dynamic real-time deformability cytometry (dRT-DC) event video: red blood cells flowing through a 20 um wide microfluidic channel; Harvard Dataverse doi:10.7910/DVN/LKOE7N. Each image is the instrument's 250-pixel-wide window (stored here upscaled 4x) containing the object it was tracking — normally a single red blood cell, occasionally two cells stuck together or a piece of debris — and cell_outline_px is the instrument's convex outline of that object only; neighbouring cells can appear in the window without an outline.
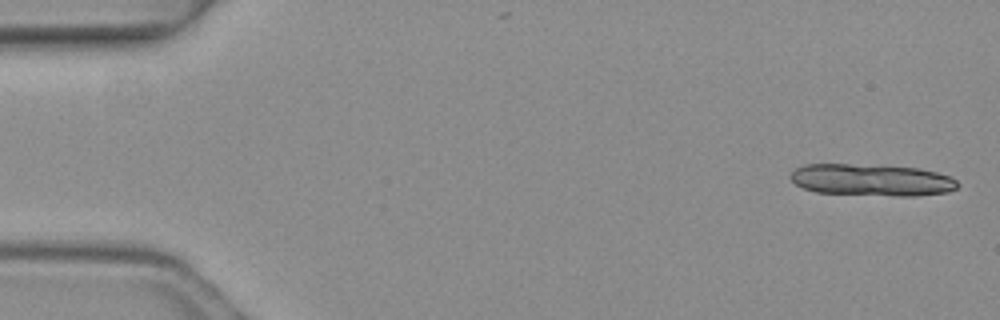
{"species": "common noctule bat (a hibernating species)", "species_latin": "Nyctalus noctula", "temperature_condition": "warm", "stored_images_in_passage": 6, "camera_frame_rate_fps": 3000, "um_per_image_px": 0.085, "animal": {"sex": "female", "body_mass_g": 19.3, "forearm_length_mm": 54.1}, "frame": {"image": 1, "passage_image": 1, "time_ms": 0.0, "image_size_px": [1000, 320], "cell_outline_px": [[960, 184], [956, 188], [948, 192], [916, 196], [896, 196], [816, 192], [804, 188], [796, 184], [788, 176], [796, 168], [804, 164], [848, 164], [920, 168], [936, 172], [948, 176], [956, 180]], "centroid_in_image_um": [74.09, 15.3], "position_along_channel_um": 10.9, "area_um2": 30.98}}
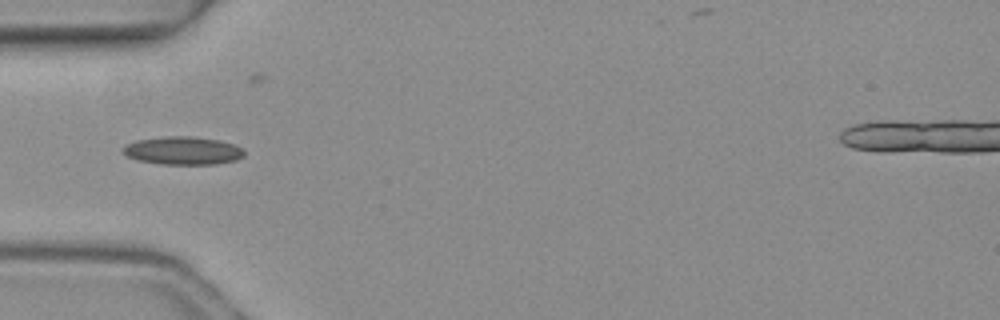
{"frame": {"image": 2, "passage_image": 5, "time_ms": 1.333, "image_size_px": [1000, 320], "cell_outline_px": [[244, 156], [236, 160], [216, 164], [160, 164], [136, 160], [128, 156], [120, 148], [124, 144], [136, 140], [168, 136], [192, 136], [220, 140], [244, 148]], "centroid_in_image_um": [15.53, 12.8], "position_along_channel_um": 69.5, "area_um2": 20.0}}
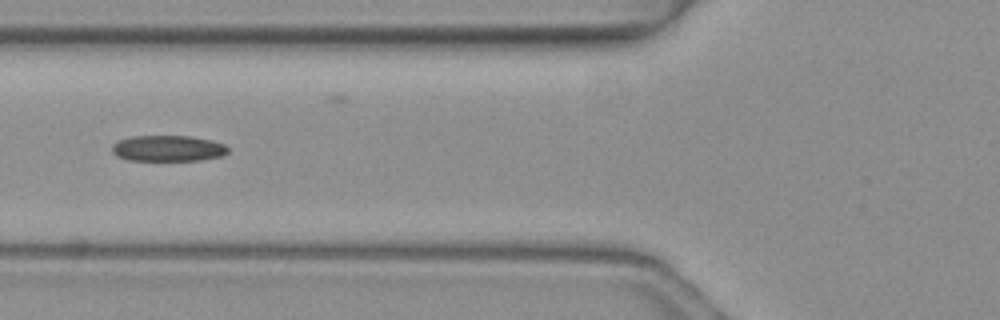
{"frame": {"image": 3, "passage_image": 6, "time_ms": 1.667, "image_size_px": [1000, 320], "cell_outline_px": [[228, 152], [224, 156], [200, 160], [128, 160], [116, 156], [112, 152], [112, 144], [120, 140], [132, 136], [192, 136], [212, 140], [224, 144], [228, 148]], "centroid_in_image_um": [14.29, 12.61], "position_along_channel_um": 111.5, "area_um2": 17.63}}